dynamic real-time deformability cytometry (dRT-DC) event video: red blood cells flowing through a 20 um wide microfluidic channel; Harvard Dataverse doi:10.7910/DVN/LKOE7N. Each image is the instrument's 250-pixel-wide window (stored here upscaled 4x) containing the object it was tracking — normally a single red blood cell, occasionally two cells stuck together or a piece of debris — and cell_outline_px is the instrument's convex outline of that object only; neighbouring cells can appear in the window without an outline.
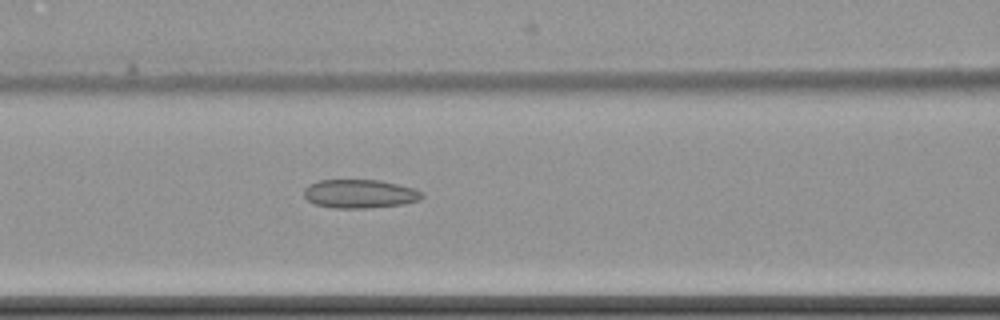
{"species": "common noctule bat (a hibernating species)", "species_latin": "Nyctalus noctula", "temperature_condition": "cold", "stored_images_in_passage": 7, "camera_frame_rate_fps": 3000, "um_per_image_px": 0.085, "animal": {"sex": "female", "body_mass_g": 22.7, "forearm_length_mm": 54.2}, "frame": {"image": 1, "passage_image": 7, "time_ms": 9.0, "image_size_px": [1000, 320], "cell_outline_px": [[424, 196], [420, 200], [404, 204], [368, 208], [332, 208], [316, 204], [308, 200], [304, 196], [304, 188], [308, 184], [320, 180], [380, 180], [400, 184], [416, 188], [424, 192]], "centroid_in_image_um": [30.63, 16.47], "position_along_channel_um": 136.0, "area_um2": 20.0}}